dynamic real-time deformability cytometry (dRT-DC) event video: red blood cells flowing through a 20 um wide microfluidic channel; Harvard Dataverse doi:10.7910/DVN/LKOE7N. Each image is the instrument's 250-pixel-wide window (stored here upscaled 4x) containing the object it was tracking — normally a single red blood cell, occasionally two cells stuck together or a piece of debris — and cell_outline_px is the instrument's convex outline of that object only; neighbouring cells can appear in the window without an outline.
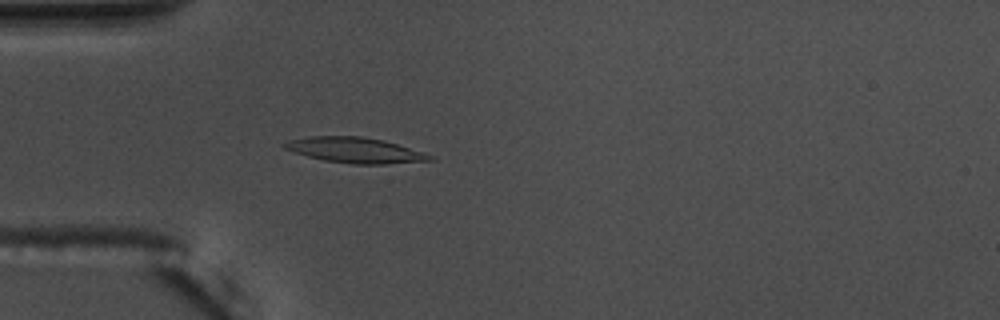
{"species": "common noctule bat (a hibernating species)", "species_latin": "Nyctalus noctula", "temperature_condition": "warm", "stored_images_in_passage": 55, "camera_frame_rate_fps": 3000, "um_per_image_px": 0.085, "animal": {"sex": "male", "body_mass_g": 17.5, "forearm_length_mm": 52.3}, "frame": {"image": 1, "passage_image": 16, "time_ms": 5.0, "image_size_px": [1000, 320], "cell_outline_px": [[436, 160], [384, 164], [352, 164], [324, 160], [308, 156], [284, 148], [280, 144], [288, 140], [312, 136], [360, 136], [384, 140], [424, 152], [432, 156]], "centroid_in_image_um": [30.2, 12.76], "position_along_channel_um": 54.8, "area_um2": 21.5}}
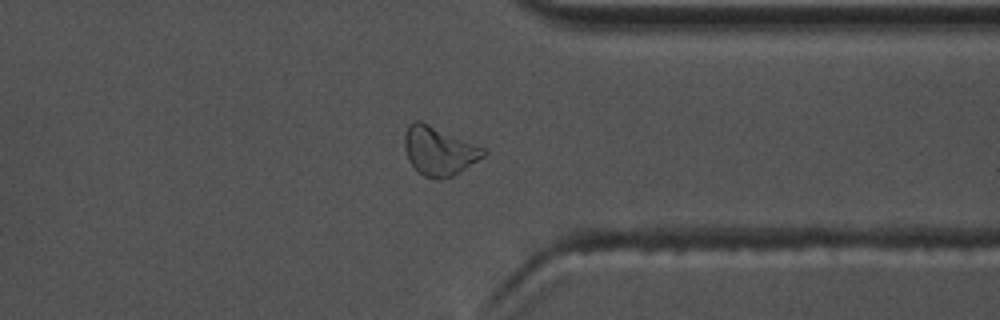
{"frame": {"image": 2, "passage_image": 43, "time_ms": 14.0, "image_size_px": [1000, 320], "cell_outline_px": [[488, 152], [484, 156], [460, 172], [452, 176], [440, 180], [432, 180], [424, 176], [408, 160], [404, 148], [404, 136], [408, 124], [412, 120], [420, 120], [484, 148]], "centroid_in_image_um": [37.29, 12.83], "position_along_channel_um": 374.1, "area_um2": 22.43}}
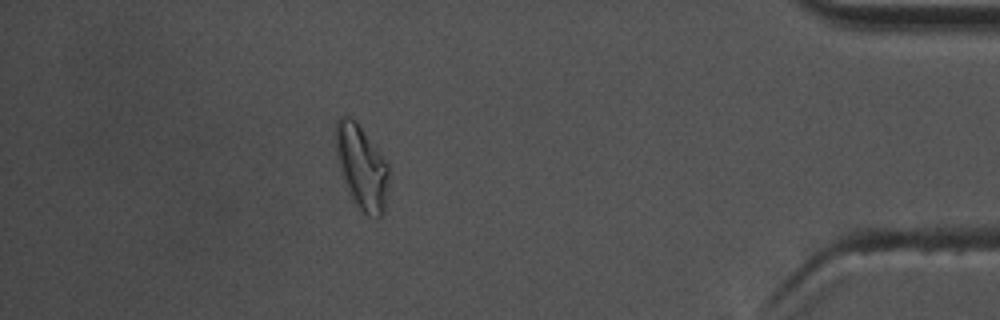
{"frame": {"image": 3, "passage_image": 49, "time_ms": 16.0, "image_size_px": [1000, 320], "cell_outline_px": [[388, 188], [384, 212], [380, 220], [376, 220], [368, 216], [352, 200], [344, 184], [340, 172], [336, 152], [336, 120], [340, 116], [348, 116], [356, 120], [388, 164]], "centroid_in_image_um": [30.74, 14.25], "position_along_channel_um": 404.5, "area_um2": 26.18}, "authors_computed_cell_mechanics": {"area_um2": 20.6346, "velocity_mm_per_s": 3.656, "shape_relaxation_time_tau1_ms": 7.83, "shape_relaxation_time_tau2_ms": 6.2578, "deformation_change_tau1": 0.2115, "deformation_change_tau2": 0.1485}}